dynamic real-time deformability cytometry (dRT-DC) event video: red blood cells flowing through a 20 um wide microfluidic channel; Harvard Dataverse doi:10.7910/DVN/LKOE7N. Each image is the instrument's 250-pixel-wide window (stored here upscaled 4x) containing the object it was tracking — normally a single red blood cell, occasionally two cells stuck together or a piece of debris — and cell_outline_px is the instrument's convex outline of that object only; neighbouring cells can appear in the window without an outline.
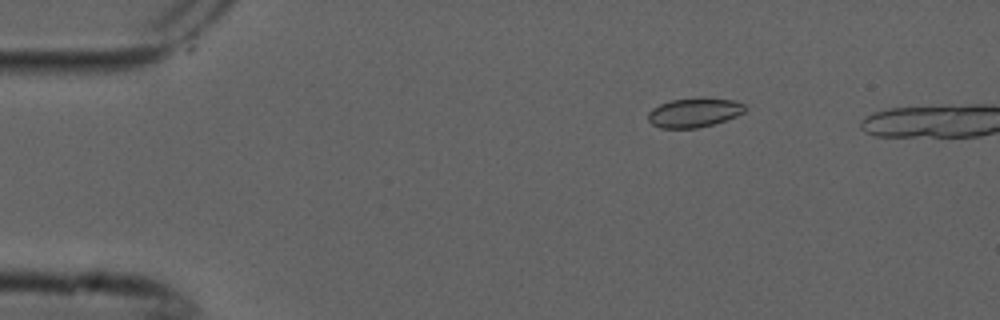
{"species": "common noctule bat (a hibernating species)", "species_latin": "Nyctalus noctula", "temperature_condition": "cold", "stored_images_in_passage": 5, "camera_frame_rate_fps": 3000, "um_per_image_px": 0.085, "animal": {"sex": "male", "forearm_length_mm": 52.5}, "frame": {"image": 1, "passage_image": 2, "time_ms": 0.333, "image_size_px": [1000, 320], "cell_outline_px": [[748, 108], [744, 112], [736, 116], [712, 124], [696, 128], [660, 128], [652, 124], [648, 120], [648, 112], [652, 108], [660, 104], [672, 100], [736, 100], [744, 104]], "centroid_in_image_um": [58.98, 9.6], "position_along_channel_um": 26.0, "area_um2": 15.9}}